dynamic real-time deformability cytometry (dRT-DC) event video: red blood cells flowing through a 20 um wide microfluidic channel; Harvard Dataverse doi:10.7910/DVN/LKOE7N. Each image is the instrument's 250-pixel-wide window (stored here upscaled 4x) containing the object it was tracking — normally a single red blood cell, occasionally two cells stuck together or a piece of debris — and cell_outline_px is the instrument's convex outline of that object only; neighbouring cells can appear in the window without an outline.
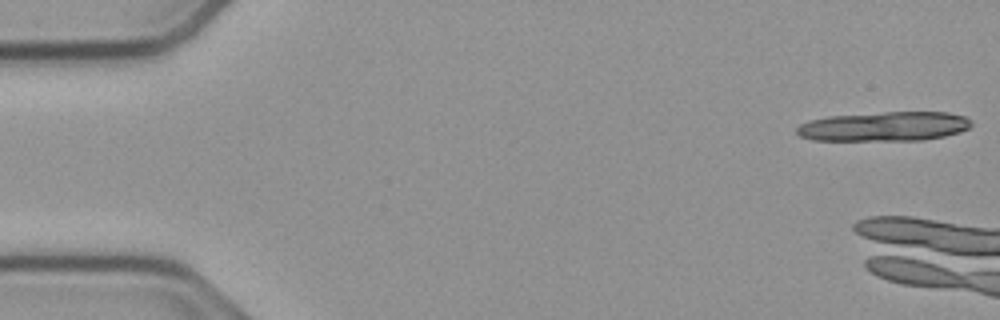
{"species": "common noctule bat (a hibernating species)", "species_latin": "Nyctalus noctula", "temperature_condition": "cold", "stored_images_in_passage": 7, "camera_frame_rate_fps": 3000, "um_per_image_px": 0.085, "animal": {"sex": "male", "body_mass_g": 23.1, "forearm_length_mm": 52.7}, "frame": {"image": 1, "passage_image": 1, "time_ms": 0.0, "image_size_px": [1000, 320], "cell_outline_px": [[972, 124], [968, 128], [960, 132], [944, 136], [924, 140], [812, 140], [800, 136], [796, 132], [796, 128], [800, 124], [808, 120], [828, 116], [884, 112], [948, 112], [964, 116], [972, 120]], "centroid_in_image_um": [75.16, 10.74], "position_along_channel_um": 9.8, "area_um2": 30.06}}